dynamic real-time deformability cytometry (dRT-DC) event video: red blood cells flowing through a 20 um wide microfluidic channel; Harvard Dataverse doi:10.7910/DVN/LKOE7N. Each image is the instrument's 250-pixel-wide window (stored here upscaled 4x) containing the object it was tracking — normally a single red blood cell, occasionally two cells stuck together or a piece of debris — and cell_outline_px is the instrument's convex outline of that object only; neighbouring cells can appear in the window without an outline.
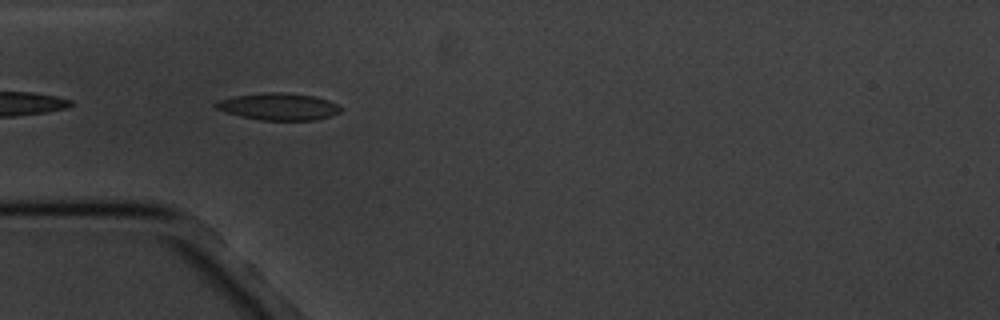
{"species": "common noctule bat (a hibernating species)", "species_latin": "Nyctalus noctula", "temperature_condition": "cold", "stored_images_in_passage": 7, "camera_frame_rate_fps": 3000, "um_per_image_px": 0.085, "animal": {"sex": "male", "body_mass_g": 20.1, "forearm_length_mm": 53.5}, "frame": {"image": 1, "passage_image": 5, "time_ms": 4.667, "image_size_px": [1000, 320], "cell_outline_px": [[340, 112], [316, 120], [260, 120], [240, 116], [216, 108], [212, 104], [220, 100], [236, 96], [264, 92], [284, 92], [312, 96], [328, 100], [336, 104], [340, 108]], "centroid_in_image_um": [23.66, 9.06], "position_along_channel_um": 61.3, "area_um2": 19.36}}
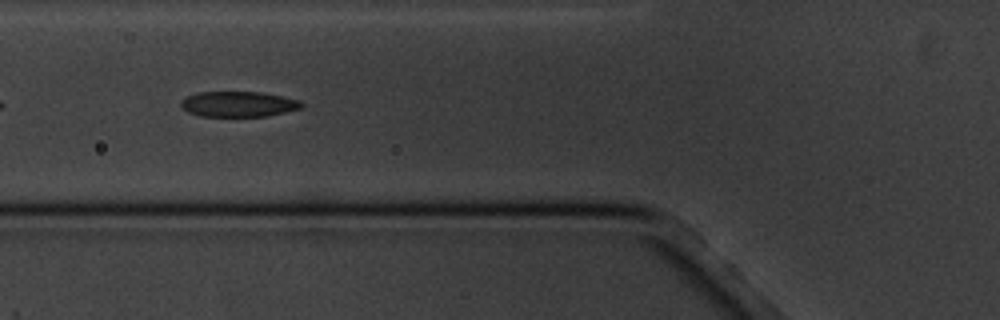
{"frame": {"image": 2, "passage_image": 6, "time_ms": 6.0, "image_size_px": [1000, 320], "cell_outline_px": [[304, 104], [300, 108], [268, 116], [200, 116], [188, 112], [180, 104], [188, 96], [200, 92], [260, 92], [300, 100]], "centroid_in_image_um": [20.29, 8.85], "position_along_channel_um": 105.5, "area_um2": 17.57}}
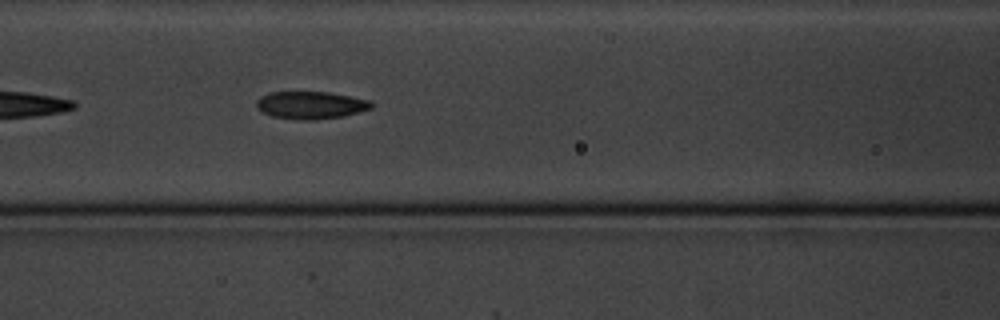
{"frame": {"image": 3, "passage_image": 7, "time_ms": 7.0, "image_size_px": [1000, 320], "cell_outline_px": [[372, 108], [344, 116], [316, 120], [296, 120], [272, 116], [256, 108], [256, 100], [260, 96], [268, 92], [328, 92], [372, 100]], "centroid_in_image_um": [26.4, 8.94], "position_along_channel_um": 140.2, "area_um2": 18.61}}